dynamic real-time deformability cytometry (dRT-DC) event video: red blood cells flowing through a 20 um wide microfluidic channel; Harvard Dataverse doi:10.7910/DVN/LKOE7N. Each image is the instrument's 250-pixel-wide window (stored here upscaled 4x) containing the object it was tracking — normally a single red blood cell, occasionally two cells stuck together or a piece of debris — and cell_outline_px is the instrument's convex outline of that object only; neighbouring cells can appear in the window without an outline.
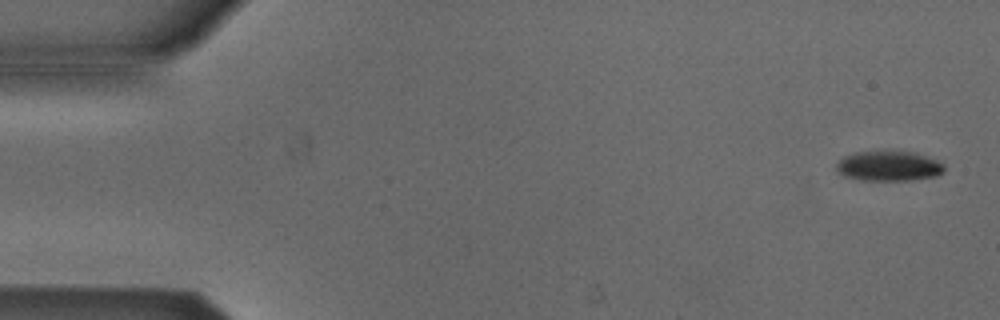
{"species": "Egyptian fruit bat (a non-hibernating species)", "species_latin": "Rousettus aegyptiacus", "temperature_condition": "cold", "stored_images_in_passage": 53, "camera_frame_rate_fps": 3000, "um_per_image_px": 0.085, "animal": {"sex": "male"}, "frame": {"image": 1, "passage_image": 2, "time_ms": 0.333, "image_size_px": [1000, 320], "cell_outline_px": [[944, 172], [936, 176], [912, 180], [860, 180], [844, 176], [836, 168], [836, 164], [844, 156], [852, 152], [884, 148], [916, 152], [936, 160], [944, 164]], "centroid_in_image_um": [75.53, 14.06], "position_along_channel_um": 9.5, "area_um2": 19.65}}
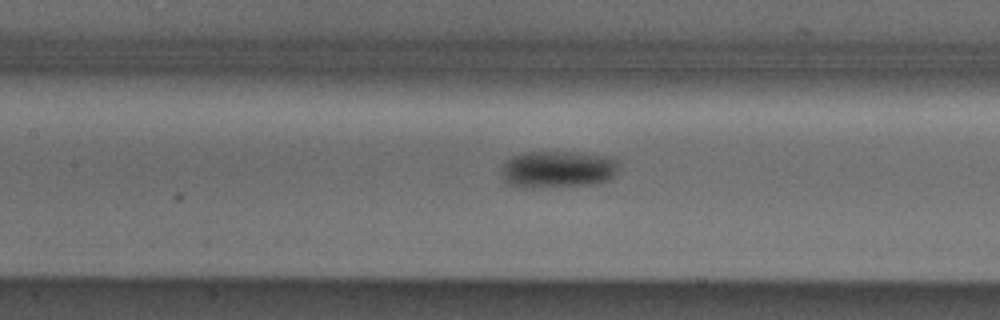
{"frame": {"image": 2, "passage_image": 24, "time_ms": 7.667, "image_size_px": [1000, 320], "cell_outline_px": [[620, 164], [616, 172], [608, 180], [592, 184], [532, 188], [508, 184], [504, 176], [504, 164], [512, 156], [520, 152], [580, 152], [616, 156], [620, 160]], "centroid_in_image_um": [47.52, 14.36], "position_along_channel_um": 159.9, "area_um2": 25.49}}
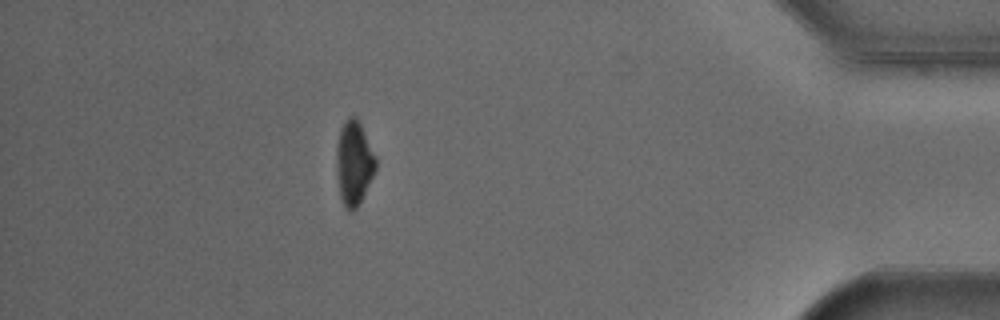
{"frame": {"image": 3, "passage_image": 47, "time_ms": 15.333, "image_size_px": [1000, 320], "cell_outline_px": [[376, 168], [356, 208], [352, 212], [348, 212], [344, 208], [340, 196], [336, 172], [336, 148], [340, 128], [348, 116], [356, 116], [376, 156]], "centroid_in_image_um": [30.05, 13.85], "position_along_channel_um": 405.1, "area_um2": 19.19}, "authors_computed_cell_mechanics": {"area_um2": 21.8484, "velocity_mm_per_s": 3.8648, "shape_relaxation_time_tau1_ms": 1.4659, "shape_relaxation_time_tau2_ms": null, "deformation_change_tau1": 0.086, "deformation_change_tau2": null}}